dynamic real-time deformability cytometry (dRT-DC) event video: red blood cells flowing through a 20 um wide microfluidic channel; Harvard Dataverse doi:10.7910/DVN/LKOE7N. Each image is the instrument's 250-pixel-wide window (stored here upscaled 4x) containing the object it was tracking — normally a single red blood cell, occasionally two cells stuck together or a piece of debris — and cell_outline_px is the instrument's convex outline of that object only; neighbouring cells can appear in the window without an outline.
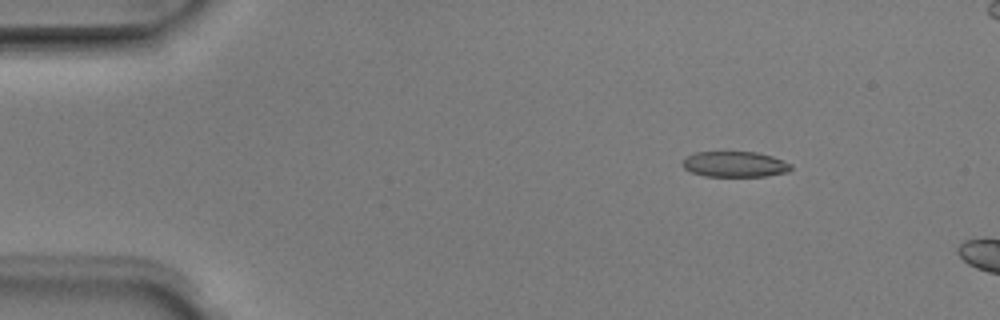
{"species": "Egyptian fruit bat (a non-hibernating species)", "species_latin": "Rousettus aegyptiacus", "temperature_condition": "room temperature", "stored_images_in_passage": 3, "camera_frame_rate_fps": 3000, "um_per_image_px": 0.085, "animal": {"sex": "male"}, "frame": {"image": 1, "passage_image": 1, "time_ms": 0.0, "image_size_px": [1000, 320], "cell_outline_px": [[792, 168], [788, 172], [768, 176], [704, 176], [692, 172], [684, 168], [680, 164], [688, 156], [696, 152], [756, 152], [772, 156], [792, 164]], "centroid_in_image_um": [62.48, 13.96], "position_along_channel_um": 22.5, "area_um2": 16.18}}